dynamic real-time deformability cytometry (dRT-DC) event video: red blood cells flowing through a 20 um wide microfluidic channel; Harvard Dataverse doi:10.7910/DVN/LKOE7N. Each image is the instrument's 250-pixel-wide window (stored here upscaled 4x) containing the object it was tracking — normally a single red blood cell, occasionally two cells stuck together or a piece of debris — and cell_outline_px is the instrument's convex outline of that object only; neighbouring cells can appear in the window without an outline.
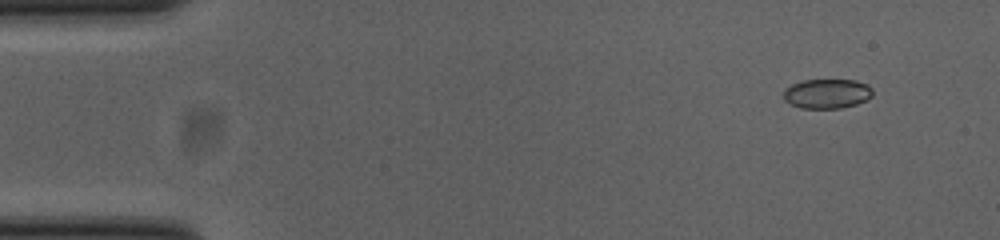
{"species": "common noctule bat (a hibernating species)", "species_latin": "Nyctalus noctula", "temperature_condition": "cold", "stored_images_in_passage": 53, "camera_frame_rate_fps": 3000, "um_per_image_px": 0.085, "animal": {"sex": "female", "body_mass_g": 23.0, "forearm_length_mm": 53.4}, "frame": {"image": 1, "passage_image": 5, "time_ms": 1.333, "image_size_px": [1000, 240], "cell_outline_px": [[872, 96], [856, 104], [840, 108], [800, 108], [784, 100], [784, 88], [792, 84], [804, 80], [856, 80], [872, 88]], "centroid_in_image_um": [70.27, 7.96], "position_along_channel_um": 14.7, "area_um2": 15.2}}
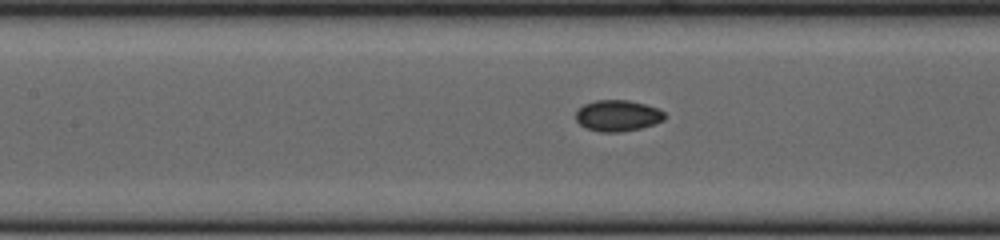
{"frame": {"image": 2, "passage_image": 24, "time_ms": 7.667, "image_size_px": [1000, 240], "cell_outline_px": [[664, 120], [640, 128], [620, 132], [600, 132], [584, 128], [576, 120], [576, 112], [584, 104], [596, 100], [628, 100], [644, 104], [656, 108], [664, 112]], "centroid_in_image_um": [52.46, 9.83], "position_along_channel_um": 154.9, "area_um2": 16.01}}
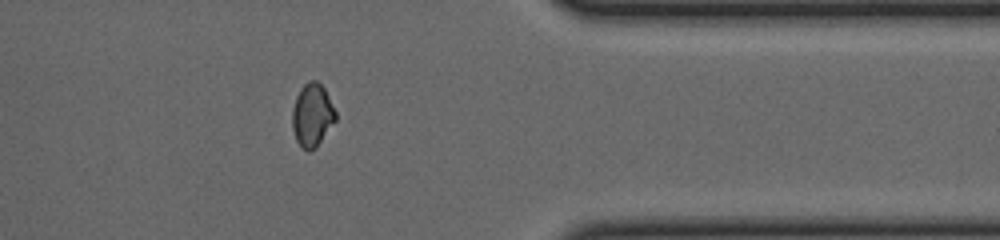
{"frame": {"image": 3, "passage_image": 43, "time_ms": 14.0, "image_size_px": [1000, 240], "cell_outline_px": [[336, 120], [316, 148], [308, 152], [296, 140], [292, 128], [292, 108], [296, 96], [300, 88], [308, 80], [316, 80], [324, 88], [336, 112]], "centroid_in_image_um": [26.53, 9.78], "position_along_channel_um": 384.9, "area_um2": 15.95}, "authors_computed_cell_mechanics": {"area_um2": 15.7794, "velocity_mm_per_s": 3.8833, "shape_relaxation_time_tau1_ms": 3.9603, "shape_relaxation_time_tau2_ms": 2.6984, "deformation_change_tau1": 0.0647, "deformation_change_tau2": 0.0471}}